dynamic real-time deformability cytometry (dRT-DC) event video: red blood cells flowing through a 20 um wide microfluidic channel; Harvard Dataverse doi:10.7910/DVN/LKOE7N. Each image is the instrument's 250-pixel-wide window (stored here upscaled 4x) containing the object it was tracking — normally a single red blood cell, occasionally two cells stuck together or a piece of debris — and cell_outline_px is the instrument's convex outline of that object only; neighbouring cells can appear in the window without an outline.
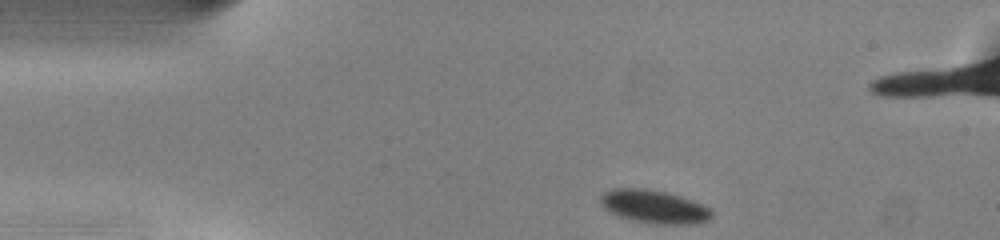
{"species": "common noctule bat (a hibernating species)", "species_latin": "Nyctalus noctula", "temperature_condition": "warm", "stored_images_in_passage": 6, "camera_frame_rate_fps": 3000, "um_per_image_px": 0.085, "animal": {"sex": "male", "body_mass_g": 13.0, "forearm_length_mm": 53.1}, "frame": {"image": 1, "passage_image": 1, "time_ms": 0.0, "image_size_px": [1000, 240], "cell_outline_px": [[712, 220], [700, 224], [656, 224], [632, 220], [620, 216], [604, 208], [600, 204], [600, 196], [604, 192], [612, 188], [644, 188], [664, 192], [680, 196], [692, 200], [708, 208], [712, 212]], "centroid_in_image_um": [55.61, 17.57], "position_along_channel_um": 29.4, "area_um2": 21.56}}